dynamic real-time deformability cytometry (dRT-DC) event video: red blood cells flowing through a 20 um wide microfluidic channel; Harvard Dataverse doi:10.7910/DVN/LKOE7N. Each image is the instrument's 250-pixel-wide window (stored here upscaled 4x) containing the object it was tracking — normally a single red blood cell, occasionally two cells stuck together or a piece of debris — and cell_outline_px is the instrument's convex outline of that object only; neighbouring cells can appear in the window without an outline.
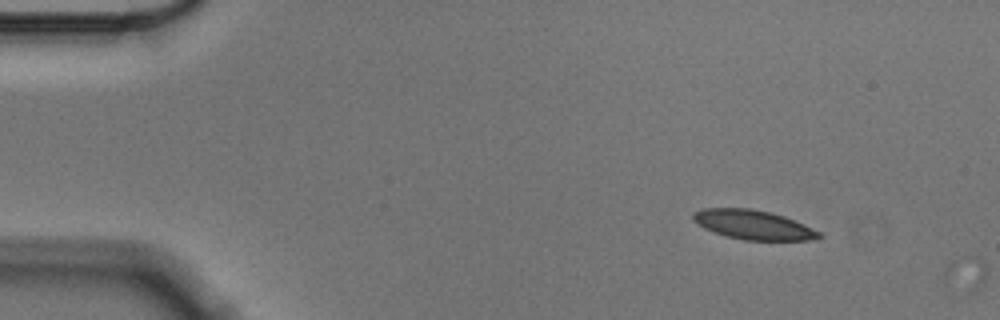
{"species": "Egyptian fruit bat (a non-hibernating species)", "species_latin": "Rousettus aegyptiacus", "temperature_condition": "cold", "stored_images_in_passage": 2, "camera_frame_rate_fps": 3000, "um_per_image_px": 0.085, "animal": {"sex": "male"}, "frame": {"image": 1, "passage_image": 1, "time_ms": 0.0, "image_size_px": [1000, 320], "cell_outline_px": [[824, 236], [808, 240], [744, 240], [728, 236], [704, 228], [692, 220], [692, 212], [700, 208], [748, 208], [772, 212], [784, 216], [804, 224], [820, 232]], "centroid_in_image_um": [64.01, 19.09], "position_along_channel_um": 21.0, "area_um2": 21.5}}